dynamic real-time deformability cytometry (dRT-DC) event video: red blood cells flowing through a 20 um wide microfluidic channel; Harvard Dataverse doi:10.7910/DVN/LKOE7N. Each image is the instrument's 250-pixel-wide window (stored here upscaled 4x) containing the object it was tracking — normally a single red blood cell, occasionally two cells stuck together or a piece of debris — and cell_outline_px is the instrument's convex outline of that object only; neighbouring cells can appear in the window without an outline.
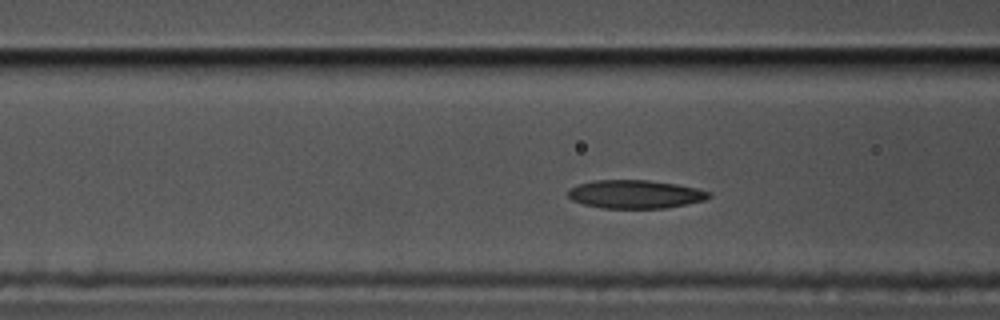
{"species": "common noctule bat (a hibernating species)", "species_latin": "Nyctalus noctula", "temperature_condition": "cold", "stored_images_in_passage": 52, "camera_frame_rate_fps": 3000, "um_per_image_px": 0.085, "animal": {"sex": "male", "body_mass_g": 17.5, "forearm_length_mm": 52.3}, "frame": {"image": 1, "passage_image": 15, "time_ms": 4.667, "image_size_px": [1000, 320], "cell_outline_px": [[712, 196], [704, 200], [664, 208], [600, 208], [584, 204], [572, 200], [568, 196], [568, 188], [592, 180], [648, 180], [676, 184], [696, 188], [712, 192]], "centroid_in_image_um": [53.98, 16.5], "position_along_channel_um": 112.6, "area_um2": 23.24}}
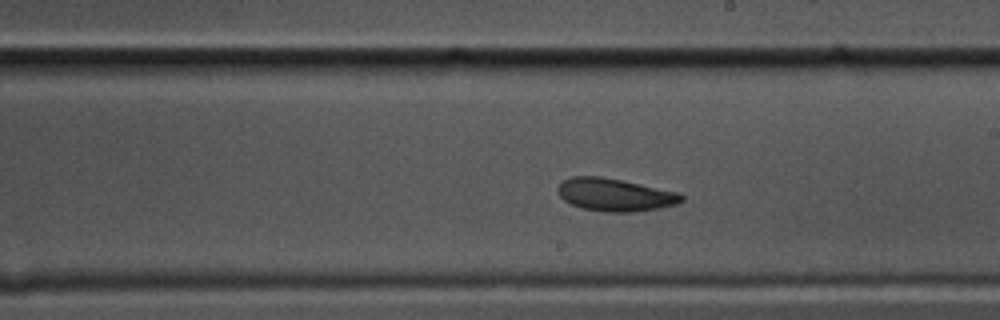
{"frame": {"image": 2, "passage_image": 26, "time_ms": 8.333, "image_size_px": [1000, 320], "cell_outline_px": [[684, 200], [676, 204], [656, 208], [632, 212], [604, 212], [580, 208], [564, 200], [556, 192], [556, 188], [564, 180], [572, 176], [600, 176], [680, 192], [684, 196]], "centroid_in_image_um": [52.25, 16.55], "position_along_channel_um": 236.8, "area_um2": 23.58}}
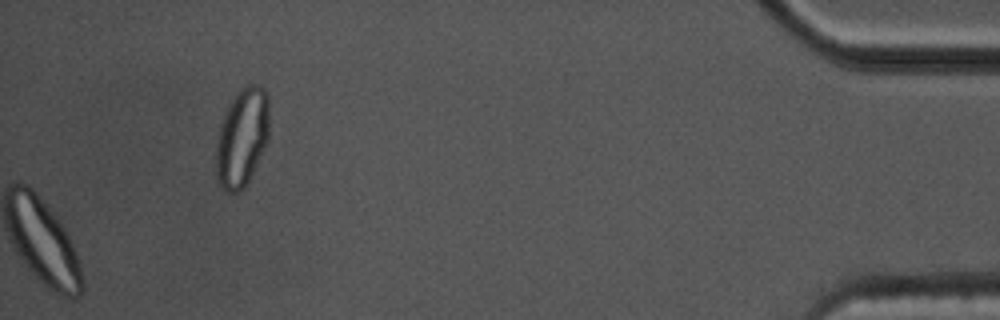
{"frame": {"image": 3, "passage_image": 52, "time_ms": 17.0, "image_size_px": [1000, 320], "cell_outline_px": [[268, 136], [252, 172], [244, 188], [240, 192], [224, 192], [216, 176], [216, 136], [224, 112], [232, 96], [244, 84], [260, 84], [264, 88], [268, 96]], "centroid_in_image_um": [20.53, 11.63], "position_along_channel_um": 414.7, "area_um2": 30.69}, "authors_computed_cell_mechanics": {"area_um2": 23.8714, "velocity_mm_per_s": 3.3956, "shape_relaxation_time_tau1_ms": 4.7358, "shape_relaxation_time_tau2_ms": 3.6888, "deformation_change_tau1": 0.129, "deformation_change_tau2": 0.0895}}